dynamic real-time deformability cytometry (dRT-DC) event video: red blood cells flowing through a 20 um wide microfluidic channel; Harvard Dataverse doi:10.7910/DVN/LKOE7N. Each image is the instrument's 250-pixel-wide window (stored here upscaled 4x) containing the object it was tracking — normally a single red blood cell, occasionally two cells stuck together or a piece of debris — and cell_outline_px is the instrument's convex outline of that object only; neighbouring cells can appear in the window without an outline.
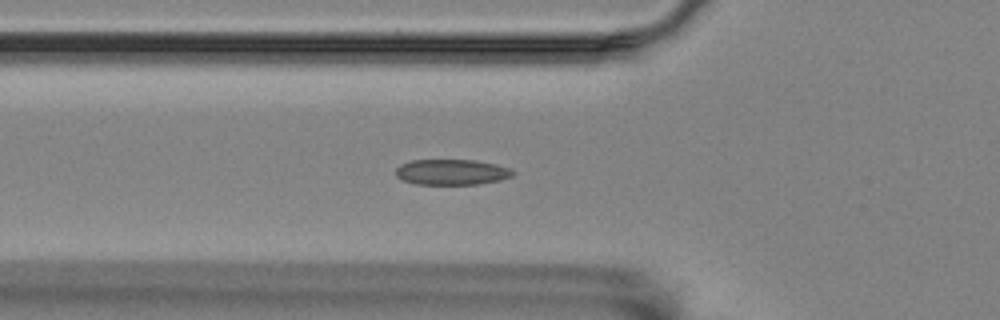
{"species": "Egyptian fruit bat (a non-hibernating species)", "species_latin": "Rousettus aegyptiacus", "temperature_condition": "room temperature", "stored_images_in_passage": 52, "camera_frame_rate_fps": 3000, "um_per_image_px": 0.085, "animal": {"sex": "female"}, "frame": {"image": 1, "passage_image": 14, "time_ms": 4.333, "image_size_px": [1000, 320], "cell_outline_px": [[516, 172], [512, 176], [500, 180], [476, 184], [416, 184], [404, 180], [396, 176], [396, 168], [400, 164], [412, 160], [476, 160], [496, 164], [508, 168]], "centroid_in_image_um": [38.39, 14.62], "position_along_channel_um": 87.4, "area_um2": 17.4}}
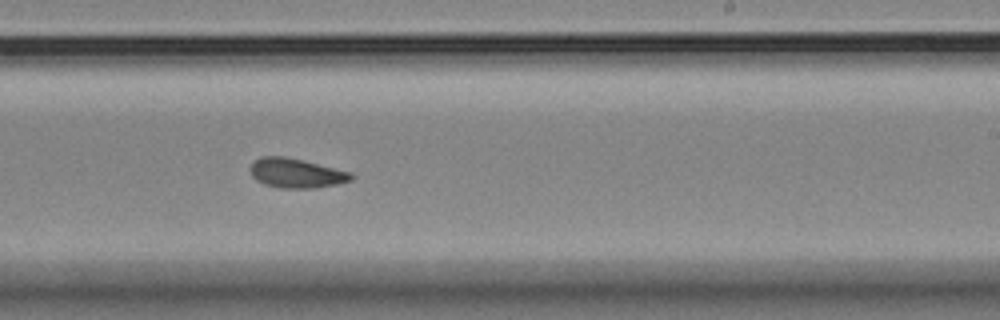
{"frame": {"image": 2, "passage_image": 29, "time_ms": 9.333, "image_size_px": [1000, 320], "cell_outline_px": [[352, 180], [336, 184], [316, 188], [280, 188], [264, 184], [256, 180], [252, 176], [252, 164], [260, 156], [284, 156], [304, 160], [352, 172]], "centroid_in_image_um": [25.2, 14.71], "position_along_channel_um": 263.8, "area_um2": 17.28}}
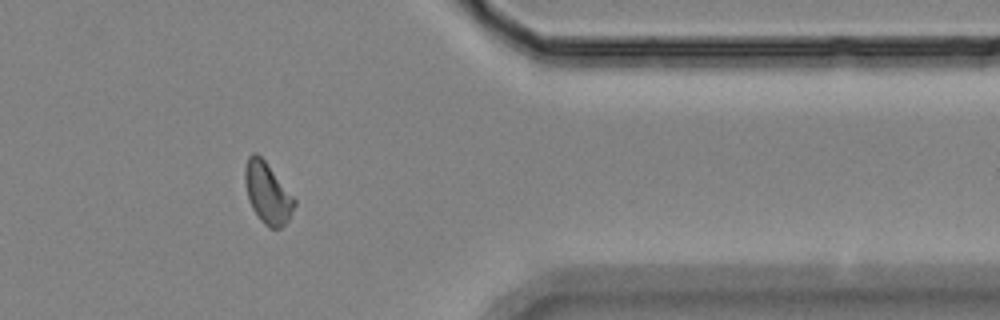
{"frame": {"image": 3, "passage_image": 41, "time_ms": 13.333, "image_size_px": [1000, 320], "cell_outline_px": [[296, 204], [288, 220], [280, 228], [268, 228], [260, 220], [252, 208], [248, 200], [244, 180], [244, 172], [248, 156], [252, 152], [256, 152], [264, 160], [296, 200]], "centroid_in_image_um": [22.72, 16.42], "position_along_channel_um": 388.7, "area_um2": 17.46}, "authors_computed_cell_mechanics": {"area_um2": 17.3111, "velocity_mm_per_s": 3.5186, "shape_relaxation_time_tau1_ms": 4.7213, "shape_relaxation_time_tau2_ms": 2.9221, "deformation_change_tau1": 0.1133, "deformation_change_tau2": 0.0908}}